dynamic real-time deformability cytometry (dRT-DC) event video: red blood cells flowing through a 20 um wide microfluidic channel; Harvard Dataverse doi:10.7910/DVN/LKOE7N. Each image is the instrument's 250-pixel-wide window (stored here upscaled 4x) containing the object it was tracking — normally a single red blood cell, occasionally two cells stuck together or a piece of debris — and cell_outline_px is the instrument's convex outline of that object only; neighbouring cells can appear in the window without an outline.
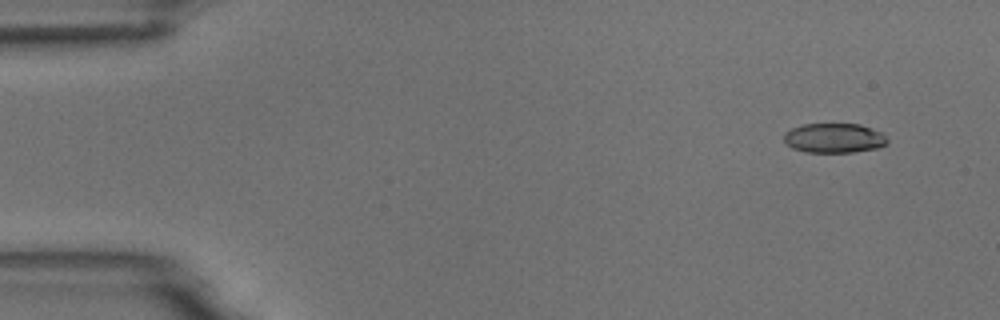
{"species": "common noctule bat (a hibernating species)", "species_latin": "Nyctalus noctula", "temperature_condition": "room temperature", "stored_images_in_passage": 4, "camera_frame_rate_fps": 3000, "um_per_image_px": 0.085, "animal": {"sex": "male", "body_mass_g": 18.8}, "frame": {"image": 1, "passage_image": 1, "time_ms": 0.0, "image_size_px": [1000, 320], "cell_outline_px": [[888, 144], [876, 148], [852, 152], [804, 152], [792, 148], [784, 140], [784, 132], [792, 128], [804, 124], [860, 124], [884, 132], [888, 140]], "centroid_in_image_um": [70.93, 11.73], "position_along_channel_um": 14.1, "area_um2": 17.98}}
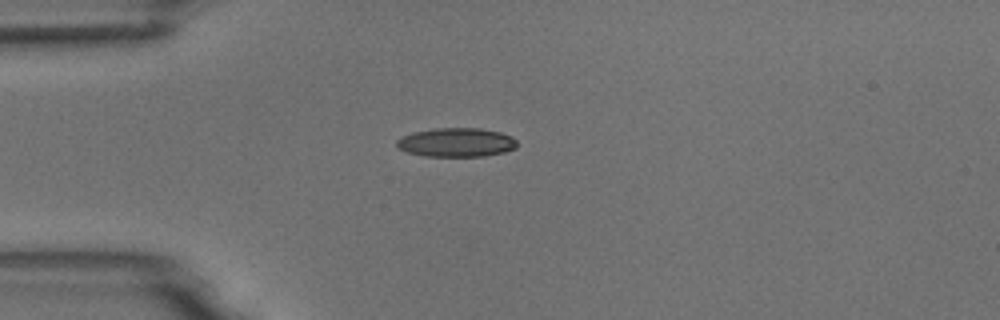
{"frame": {"image": 2, "passage_image": 4, "time_ms": 3.333, "image_size_px": [1000, 320], "cell_outline_px": [[516, 148], [504, 152], [484, 156], [424, 156], [408, 152], [400, 148], [396, 144], [396, 140], [412, 132], [436, 128], [480, 128], [500, 132], [512, 136], [516, 140]], "centroid_in_image_um": [38.81, 12.1], "position_along_channel_um": 46.2, "area_um2": 20.23}}